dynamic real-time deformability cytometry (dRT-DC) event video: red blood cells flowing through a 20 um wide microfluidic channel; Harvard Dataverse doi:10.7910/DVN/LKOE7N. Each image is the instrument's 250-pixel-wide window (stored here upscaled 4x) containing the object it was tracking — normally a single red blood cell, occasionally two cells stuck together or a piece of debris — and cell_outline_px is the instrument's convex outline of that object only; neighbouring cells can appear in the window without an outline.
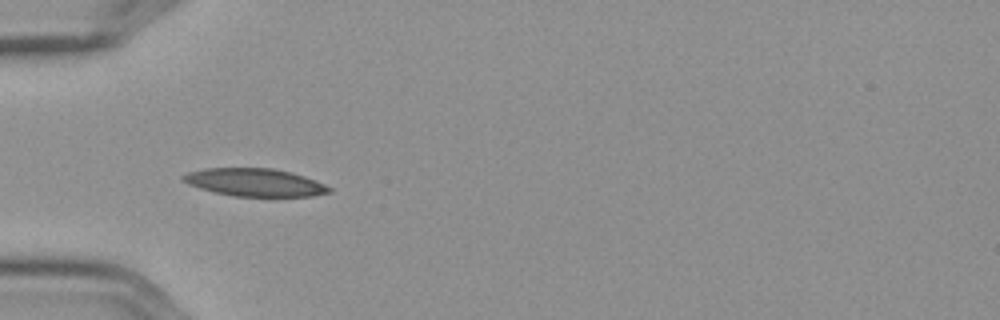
{"species": "Egyptian fruit bat (a non-hibernating species)", "species_latin": "Rousettus aegyptiacus", "temperature_condition": "cold", "stored_images_in_passage": 6, "camera_frame_rate_fps": 3000, "um_per_image_px": 0.085, "frame": {"image": 1, "passage_image": 5, "time_ms": 1.333, "image_size_px": [1000, 320], "cell_outline_px": [[332, 192], [312, 196], [232, 196], [200, 188], [188, 184], [180, 180], [180, 176], [188, 172], [204, 168], [272, 168], [292, 172], [316, 180], [332, 188]], "centroid_in_image_um": [21.65, 15.5], "position_along_channel_um": 63.4, "area_um2": 23.76}}
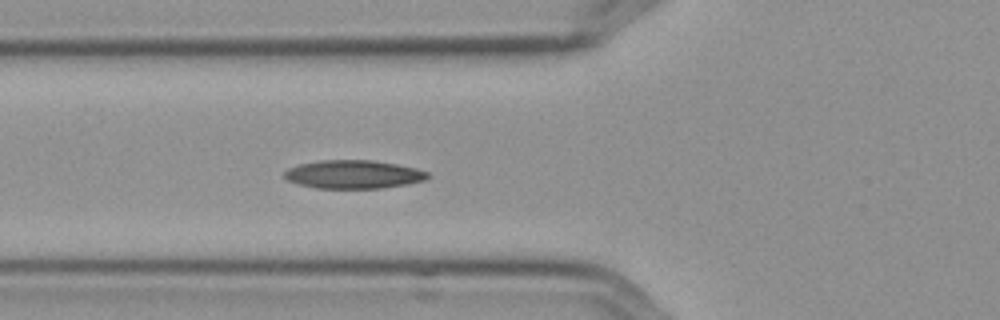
{"frame": {"image": 2, "passage_image": 6, "time_ms": 1.667, "image_size_px": [1000, 320], "cell_outline_px": [[428, 176], [424, 180], [408, 184], [380, 188], [316, 188], [300, 184], [288, 180], [284, 176], [284, 172], [288, 168], [300, 164], [320, 160], [372, 160], [396, 164], [416, 168], [428, 172]], "centroid_in_image_um": [30.04, 14.82], "position_along_channel_um": 95.8, "area_um2": 23.52}}